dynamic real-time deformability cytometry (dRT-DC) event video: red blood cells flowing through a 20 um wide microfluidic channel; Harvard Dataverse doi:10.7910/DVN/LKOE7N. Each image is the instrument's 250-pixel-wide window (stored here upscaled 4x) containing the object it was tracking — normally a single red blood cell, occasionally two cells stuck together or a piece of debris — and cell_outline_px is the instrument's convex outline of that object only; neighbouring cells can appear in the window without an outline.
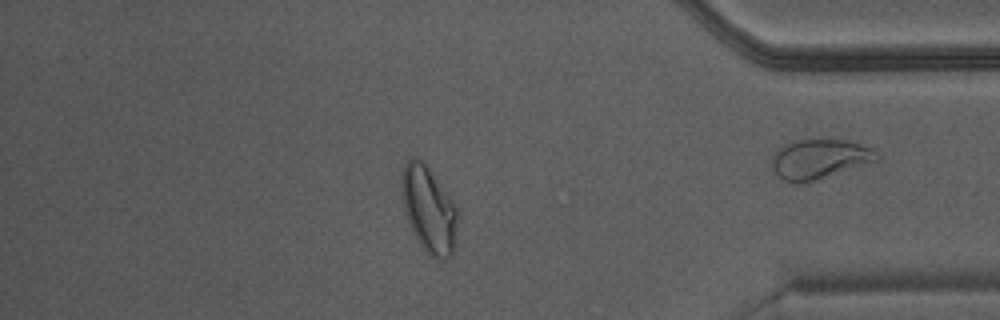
{"species": "Egyptian fruit bat (a non-hibernating species)", "species_latin": "Rousettus aegyptiacus", "temperature_condition": "warm", "stored_images_in_passage": 48, "camera_frame_rate_fps": 3000, "um_per_image_px": 0.085, "animal": {"sex": "male"}, "frame": {"image": 1, "passage_image": 41, "time_ms": 13.333, "image_size_px": [1000, 320], "cell_outline_px": [[460, 216], [456, 244], [452, 256], [444, 260], [428, 256], [420, 244], [408, 224], [400, 192], [400, 176], [404, 164], [412, 156], [416, 156], [428, 168], [460, 208]], "centroid_in_image_um": [36.49, 17.84], "position_along_channel_um": 398.7, "area_um2": 29.19}}